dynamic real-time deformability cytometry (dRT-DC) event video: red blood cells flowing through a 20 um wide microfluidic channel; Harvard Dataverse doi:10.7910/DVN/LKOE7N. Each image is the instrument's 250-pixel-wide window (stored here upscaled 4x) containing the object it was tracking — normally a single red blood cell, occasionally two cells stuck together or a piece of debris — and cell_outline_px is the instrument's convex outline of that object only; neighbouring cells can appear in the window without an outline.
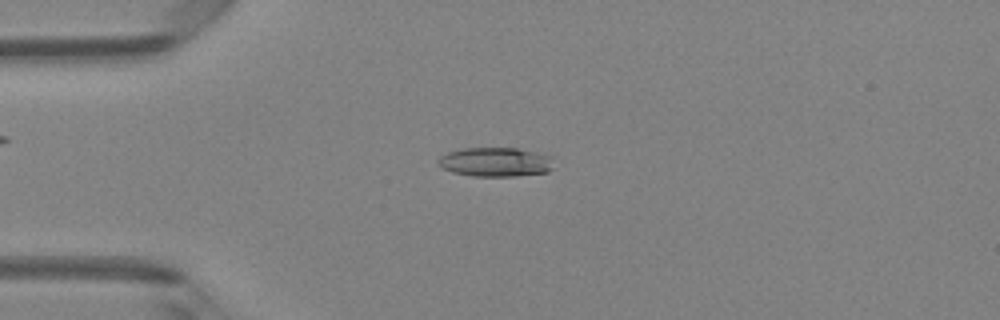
{"species": "Egyptian fruit bat (a non-hibernating species)", "species_latin": "Rousettus aegyptiacus", "temperature_condition": "room temperature", "stored_images_in_passage": 37, "camera_frame_rate_fps": 3000, "um_per_image_px": 0.085, "animal": {"sex": "female"}, "frame": {"image": 1, "passage_image": 1, "time_ms": 0.0, "image_size_px": [1000, 320], "cell_outline_px": [[552, 168], [548, 172], [516, 176], [472, 176], [452, 172], [440, 168], [440, 156], [448, 152], [464, 148], [516, 148], [536, 152], [552, 156]], "centroid_in_image_um": [42.13, 13.77], "position_along_channel_um": 42.9, "area_um2": 19.65}}
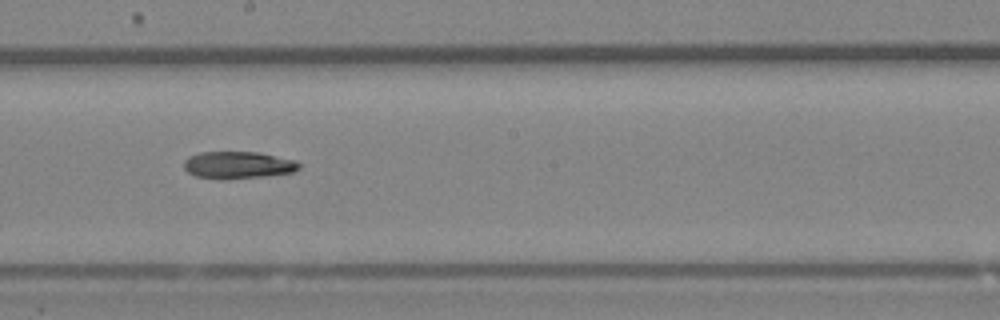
{"frame": {"image": 2, "passage_image": 16, "time_ms": 5.0, "image_size_px": [1000, 320], "cell_outline_px": [[300, 168], [292, 172], [264, 176], [196, 176], [188, 172], [184, 168], [184, 160], [188, 156], [200, 152], [260, 152], [296, 160], [300, 164]], "centroid_in_image_um": [20.27, 13.96], "position_along_channel_um": 227.9, "area_um2": 17.4}}
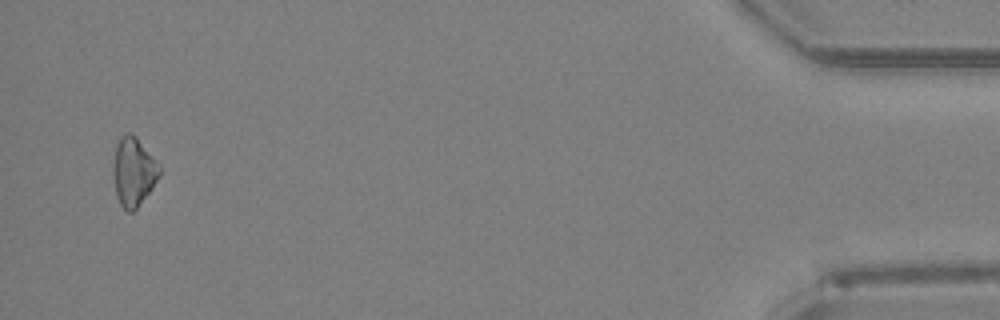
{"frame": {"image": 3, "passage_image": 36, "time_ms": 11.667, "image_size_px": [1000, 320], "cell_outline_px": [[160, 176], [152, 188], [136, 208], [132, 212], [128, 212], [120, 204], [116, 196], [112, 176], [112, 168], [116, 144], [120, 136], [128, 132], [136, 136], [160, 164]], "centroid_in_image_um": [11.33, 14.58], "position_along_channel_um": 423.9, "area_um2": 18.73}}